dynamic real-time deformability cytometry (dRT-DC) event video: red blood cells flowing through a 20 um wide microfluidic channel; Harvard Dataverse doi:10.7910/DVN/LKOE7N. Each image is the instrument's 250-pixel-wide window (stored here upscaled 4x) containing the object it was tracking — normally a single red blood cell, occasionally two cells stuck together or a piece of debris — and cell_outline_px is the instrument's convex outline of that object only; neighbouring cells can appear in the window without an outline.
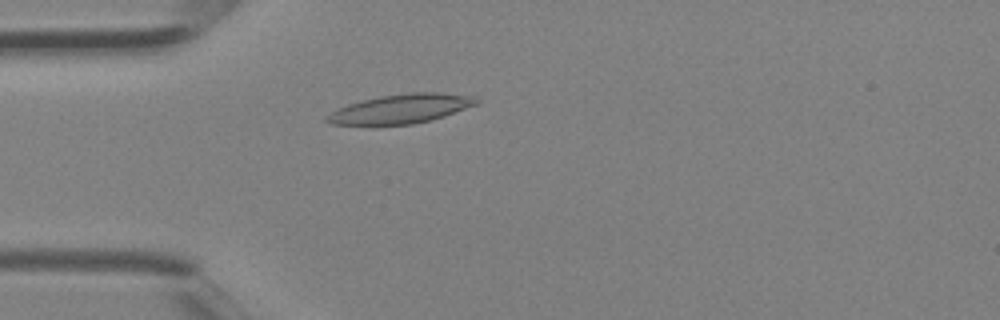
{"species": "Egyptian fruit bat (a non-hibernating species)", "species_latin": "Rousettus aegyptiacus", "temperature_condition": "room temperature", "stored_images_in_passage": 2, "camera_frame_rate_fps": 3000, "um_per_image_px": 0.085, "animal": {"sex": "female"}, "frame": {"image": 1, "passage_image": 2, "time_ms": 0.333, "image_size_px": [1000, 320], "cell_outline_px": [[480, 104], [432, 120], [412, 124], [332, 124], [324, 120], [332, 112], [348, 104], [360, 100], [380, 96], [412, 92], [440, 92], [476, 96], [480, 100]], "centroid_in_image_um": [34.18, 9.22], "position_along_channel_um": 50.8, "area_um2": 25.37}}